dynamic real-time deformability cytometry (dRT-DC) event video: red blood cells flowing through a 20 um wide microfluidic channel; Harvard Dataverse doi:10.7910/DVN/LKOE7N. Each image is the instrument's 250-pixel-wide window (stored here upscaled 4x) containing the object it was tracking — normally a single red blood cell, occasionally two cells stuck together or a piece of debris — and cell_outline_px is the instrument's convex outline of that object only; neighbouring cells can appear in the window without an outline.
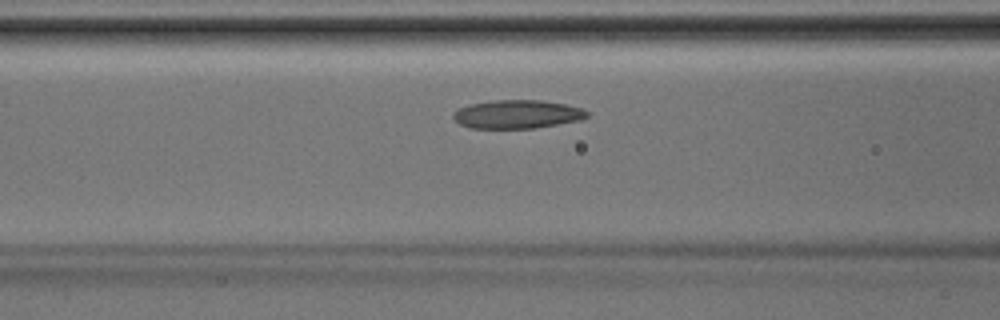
{"species": "Egyptian fruit bat (a non-hibernating species)", "species_latin": "Rousettus aegyptiacus", "temperature_condition": "room temperature", "stored_images_in_passage": 12, "camera_frame_rate_fps": 3000, "um_per_image_px": 0.085, "animal": {"sex": "male"}, "frame": {"image": 1, "passage_image": 10, "time_ms": 3.0, "image_size_px": [1000, 320], "cell_outline_px": [[588, 116], [576, 120], [536, 128], [468, 128], [460, 124], [452, 116], [452, 112], [456, 108], [468, 104], [492, 100], [540, 100], [564, 104], [580, 108], [588, 112]], "centroid_in_image_um": [43.86, 9.7], "position_along_channel_um": 122.7, "area_um2": 22.14}}